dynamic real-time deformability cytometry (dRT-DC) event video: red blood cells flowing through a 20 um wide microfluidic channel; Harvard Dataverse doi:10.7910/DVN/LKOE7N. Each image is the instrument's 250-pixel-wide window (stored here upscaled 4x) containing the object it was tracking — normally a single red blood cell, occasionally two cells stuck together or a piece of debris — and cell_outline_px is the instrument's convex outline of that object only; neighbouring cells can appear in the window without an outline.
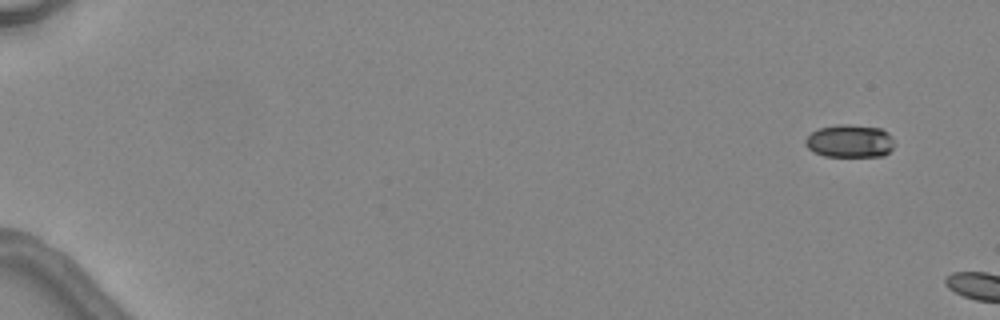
{"species": "common noctule bat (a hibernating species)", "species_latin": "Nyctalus noctula", "temperature_condition": "warm", "stored_images_in_passage": 2, "camera_frame_rate_fps": 3000, "um_per_image_px": 0.085, "animal": {"sex": "female", "body_mass_g": 24.6, "forearm_length_mm": 56.2}, "frame": {"image": 1, "passage_image": 1, "time_ms": 0.0, "image_size_px": [1000, 320], "cell_outline_px": [[892, 148], [884, 156], [824, 156], [808, 148], [804, 144], [804, 140], [812, 132], [820, 128], [836, 124], [848, 124], [880, 128], [888, 132], [892, 140]], "centroid_in_image_um": [72.21, 11.98], "position_along_channel_um": 12.8, "area_um2": 16.94}}